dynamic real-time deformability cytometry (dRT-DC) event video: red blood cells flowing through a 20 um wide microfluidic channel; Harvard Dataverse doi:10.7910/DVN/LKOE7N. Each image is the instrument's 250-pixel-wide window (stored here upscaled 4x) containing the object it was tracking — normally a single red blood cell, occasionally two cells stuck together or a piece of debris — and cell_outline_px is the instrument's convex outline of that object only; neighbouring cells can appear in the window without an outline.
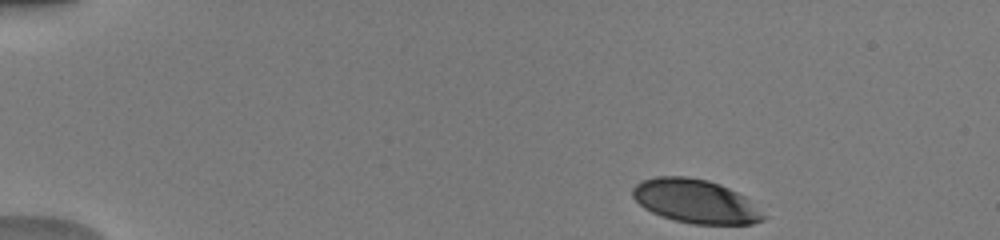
{"species": "human", "species_latin": "Homo sapiens", "temperature_condition": "warm", "stored_images_in_passage": 44, "camera_frame_rate_fps": 3000, "um_per_image_px": 0.085, "donor": {"sex": "male"}, "frame": {"image": 1, "passage_image": 1, "time_ms": 0.0, "image_size_px": [1000, 240], "cell_outline_px": [[768, 216], [764, 220], [752, 224], [692, 224], [676, 220], [652, 212], [644, 208], [632, 196], [632, 188], [636, 184], [644, 180], [656, 176], [688, 176], [708, 180], [720, 184], [744, 196]], "centroid_in_image_um": [59.14, 17.1], "position_along_channel_um": 25.9, "area_um2": 33.23}}
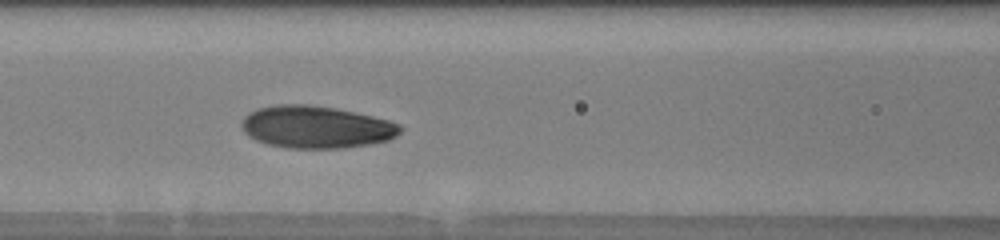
{"frame": {"image": 2, "passage_image": 17, "time_ms": 5.333, "image_size_px": [1000, 240], "cell_outline_px": [[404, 128], [396, 136], [388, 140], [372, 144], [344, 148], [288, 148], [268, 144], [256, 140], [248, 136], [244, 132], [240, 124], [244, 116], [260, 108], [280, 104], [308, 104], [332, 108], [372, 116], [388, 120], [400, 124]], "centroid_in_image_um": [26.88, 10.81], "position_along_channel_um": 139.7, "area_um2": 39.02}}
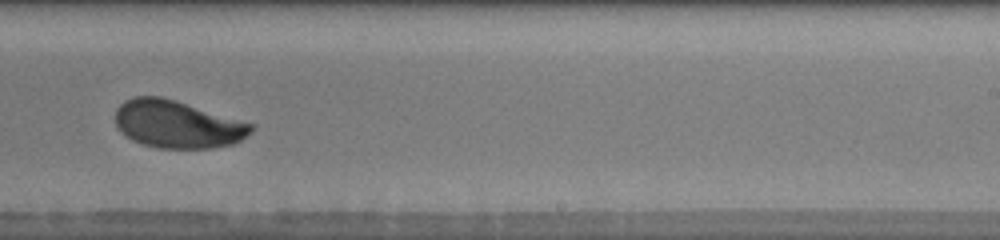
{"frame": {"image": 3, "passage_image": 27, "time_ms": 8.667, "image_size_px": [1000, 240], "cell_outline_px": [[256, 128], [252, 132], [240, 140], [232, 144], [212, 148], [156, 148], [132, 140], [120, 132], [116, 124], [116, 108], [124, 100], [136, 96], [160, 96], [256, 124]], "centroid_in_image_um": [15.09, 10.56], "position_along_channel_um": 273.9, "area_um2": 37.74}, "authors_computed_cell_mechanics": {"area_um2": 37.7145, "velocity_mm_per_s": 4.0384, "shape_relaxation_time_tau1_ms": 3.646, "shape_relaxation_time_tau2_ms": 1.3001, "deformation_change_tau1": 0.1523, "deformation_change_tau2": 0.0645}}